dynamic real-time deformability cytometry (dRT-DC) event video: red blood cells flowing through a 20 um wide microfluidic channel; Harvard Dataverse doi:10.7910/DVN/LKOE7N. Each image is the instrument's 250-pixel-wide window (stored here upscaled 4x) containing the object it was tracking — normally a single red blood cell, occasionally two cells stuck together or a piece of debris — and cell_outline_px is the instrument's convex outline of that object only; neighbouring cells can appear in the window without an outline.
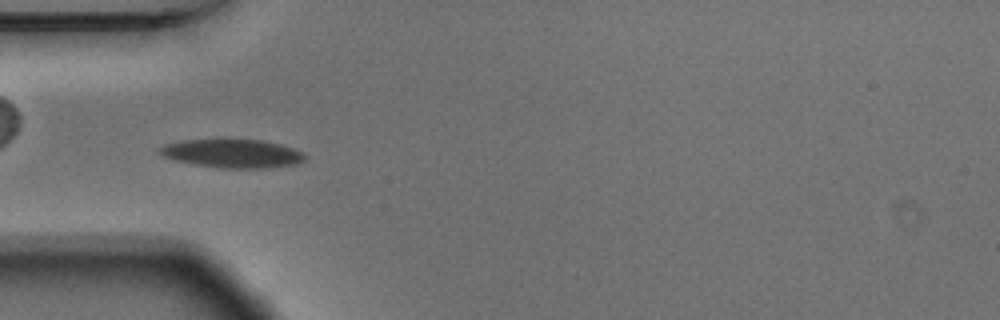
{"species": "Egyptian fruit bat (a non-hibernating species)", "species_latin": "Rousettus aegyptiacus", "temperature_condition": "warm", "stored_images_in_passage": 54, "camera_frame_rate_fps": 3000, "um_per_image_px": 0.085, "animal": {"sex": "male"}, "frame": {"image": 1, "passage_image": 16, "time_ms": 5.0, "image_size_px": [1000, 320], "cell_outline_px": [[304, 160], [300, 164], [268, 168], [220, 168], [172, 160], [164, 156], [160, 152], [160, 148], [164, 144], [184, 140], [264, 140], [280, 144], [304, 152]], "centroid_in_image_um": [19.8, 13.06], "position_along_channel_um": 65.2, "area_um2": 24.04}}
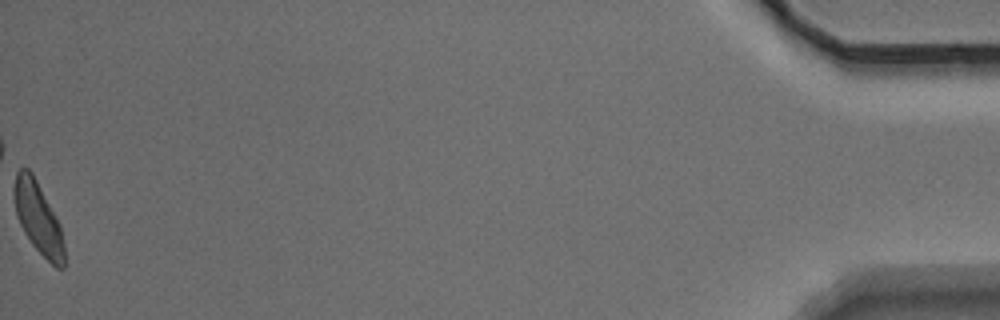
{"frame": {"image": 2, "passage_image": 54, "time_ms": 17.667, "image_size_px": [1000, 320], "cell_outline_px": [[64, 268], [56, 268], [32, 244], [24, 232], [16, 216], [12, 192], [12, 188], [16, 172], [20, 168], [28, 168], [32, 172], [56, 216], [60, 224], [64, 244]], "centroid_in_image_um": [3.22, 18.49], "position_along_channel_um": 432.0, "area_um2": 20.98}, "authors_computed_cell_mechanics": {"area_um2": 21.7617, "velocity_mm_per_s": 3.7033, "shape_relaxation_time_tau1_ms": 2.6879, "shape_relaxation_time_tau2_ms": 3.2784, "deformation_change_tau1": 0.1332, "deformation_change_tau2": 0.089}}